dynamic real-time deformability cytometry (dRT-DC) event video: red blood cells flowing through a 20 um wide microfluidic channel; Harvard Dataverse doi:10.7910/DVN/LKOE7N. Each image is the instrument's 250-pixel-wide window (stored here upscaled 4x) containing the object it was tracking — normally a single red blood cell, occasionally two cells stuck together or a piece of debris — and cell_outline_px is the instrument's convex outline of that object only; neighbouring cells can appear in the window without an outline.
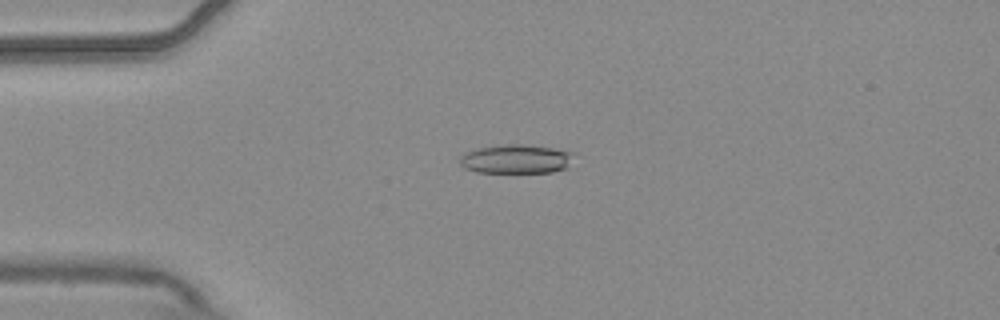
{"species": "common noctule bat (a hibernating species)", "species_latin": "Nyctalus noctula", "temperature_condition": "warm", "stored_images_in_passage": 5, "camera_frame_rate_fps": 3000, "um_per_image_px": 0.085, "animal": {"sex": "male", "body_mass_g": 20.4}, "frame": {"image": 1, "passage_image": 4, "time_ms": 1.0, "image_size_px": [1000, 320], "cell_outline_px": [[576, 152], [568, 168], [552, 172], [476, 172], [464, 168], [460, 164], [460, 156], [476, 148], [500, 144], [520, 144], [552, 148]], "centroid_in_image_um": [43.9, 13.51], "position_along_channel_um": 41.1, "area_um2": 19.42}}